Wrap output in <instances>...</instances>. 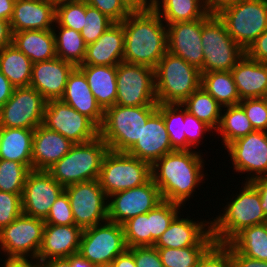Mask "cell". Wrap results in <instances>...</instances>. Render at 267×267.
Instances as JSON below:
<instances>
[{"label": "cell", "mask_w": 267, "mask_h": 267, "mask_svg": "<svg viewBox=\"0 0 267 267\" xmlns=\"http://www.w3.org/2000/svg\"><path fill=\"white\" fill-rule=\"evenodd\" d=\"M226 112L221 114V121L216 132L222 135L225 147L238 138L254 132V128L243 108L237 105L225 106Z\"/></svg>", "instance_id": "38"}, {"label": "cell", "mask_w": 267, "mask_h": 267, "mask_svg": "<svg viewBox=\"0 0 267 267\" xmlns=\"http://www.w3.org/2000/svg\"><path fill=\"white\" fill-rule=\"evenodd\" d=\"M245 54L253 60L267 63V29L250 45Z\"/></svg>", "instance_id": "53"}, {"label": "cell", "mask_w": 267, "mask_h": 267, "mask_svg": "<svg viewBox=\"0 0 267 267\" xmlns=\"http://www.w3.org/2000/svg\"><path fill=\"white\" fill-rule=\"evenodd\" d=\"M55 18L56 4L52 0H16L9 22L12 32L49 30L55 28Z\"/></svg>", "instance_id": "23"}, {"label": "cell", "mask_w": 267, "mask_h": 267, "mask_svg": "<svg viewBox=\"0 0 267 267\" xmlns=\"http://www.w3.org/2000/svg\"><path fill=\"white\" fill-rule=\"evenodd\" d=\"M75 68L72 63L58 57L33 63L30 87L35 88L47 101L59 100Z\"/></svg>", "instance_id": "21"}, {"label": "cell", "mask_w": 267, "mask_h": 267, "mask_svg": "<svg viewBox=\"0 0 267 267\" xmlns=\"http://www.w3.org/2000/svg\"><path fill=\"white\" fill-rule=\"evenodd\" d=\"M89 88L103 110L114 106L117 97V66L79 65Z\"/></svg>", "instance_id": "29"}, {"label": "cell", "mask_w": 267, "mask_h": 267, "mask_svg": "<svg viewBox=\"0 0 267 267\" xmlns=\"http://www.w3.org/2000/svg\"><path fill=\"white\" fill-rule=\"evenodd\" d=\"M60 32L56 33L54 28L56 56L63 61H67L76 67L83 63L86 44L81 36V33L73 29L62 27L59 24L56 26ZM59 34V35H57Z\"/></svg>", "instance_id": "37"}, {"label": "cell", "mask_w": 267, "mask_h": 267, "mask_svg": "<svg viewBox=\"0 0 267 267\" xmlns=\"http://www.w3.org/2000/svg\"><path fill=\"white\" fill-rule=\"evenodd\" d=\"M201 87L222 107L237 105L241 101L231 71L201 73Z\"/></svg>", "instance_id": "35"}, {"label": "cell", "mask_w": 267, "mask_h": 267, "mask_svg": "<svg viewBox=\"0 0 267 267\" xmlns=\"http://www.w3.org/2000/svg\"><path fill=\"white\" fill-rule=\"evenodd\" d=\"M210 246L157 248L164 267H197L200 257Z\"/></svg>", "instance_id": "40"}, {"label": "cell", "mask_w": 267, "mask_h": 267, "mask_svg": "<svg viewBox=\"0 0 267 267\" xmlns=\"http://www.w3.org/2000/svg\"><path fill=\"white\" fill-rule=\"evenodd\" d=\"M37 267H71L69 265V257L54 258L37 263Z\"/></svg>", "instance_id": "63"}, {"label": "cell", "mask_w": 267, "mask_h": 267, "mask_svg": "<svg viewBox=\"0 0 267 267\" xmlns=\"http://www.w3.org/2000/svg\"><path fill=\"white\" fill-rule=\"evenodd\" d=\"M197 267H233L231 245L214 242L200 257Z\"/></svg>", "instance_id": "46"}, {"label": "cell", "mask_w": 267, "mask_h": 267, "mask_svg": "<svg viewBox=\"0 0 267 267\" xmlns=\"http://www.w3.org/2000/svg\"><path fill=\"white\" fill-rule=\"evenodd\" d=\"M95 267H112L111 264H108V265H97Z\"/></svg>", "instance_id": "67"}, {"label": "cell", "mask_w": 267, "mask_h": 267, "mask_svg": "<svg viewBox=\"0 0 267 267\" xmlns=\"http://www.w3.org/2000/svg\"><path fill=\"white\" fill-rule=\"evenodd\" d=\"M161 201L159 188L151 178L139 187L108 196V221L122 225L130 218L151 211Z\"/></svg>", "instance_id": "16"}, {"label": "cell", "mask_w": 267, "mask_h": 267, "mask_svg": "<svg viewBox=\"0 0 267 267\" xmlns=\"http://www.w3.org/2000/svg\"><path fill=\"white\" fill-rule=\"evenodd\" d=\"M158 106L127 107L114 105L104 110L99 136L108 149L127 152L140 138L143 125Z\"/></svg>", "instance_id": "5"}, {"label": "cell", "mask_w": 267, "mask_h": 267, "mask_svg": "<svg viewBox=\"0 0 267 267\" xmlns=\"http://www.w3.org/2000/svg\"><path fill=\"white\" fill-rule=\"evenodd\" d=\"M64 191L46 170H30L27 174L22 200V213L45 220L52 204Z\"/></svg>", "instance_id": "17"}, {"label": "cell", "mask_w": 267, "mask_h": 267, "mask_svg": "<svg viewBox=\"0 0 267 267\" xmlns=\"http://www.w3.org/2000/svg\"><path fill=\"white\" fill-rule=\"evenodd\" d=\"M86 18V2L66 1L56 4L55 25L67 27L81 33Z\"/></svg>", "instance_id": "43"}, {"label": "cell", "mask_w": 267, "mask_h": 267, "mask_svg": "<svg viewBox=\"0 0 267 267\" xmlns=\"http://www.w3.org/2000/svg\"><path fill=\"white\" fill-rule=\"evenodd\" d=\"M185 130L187 140V150H193L192 147H197L200 143V138L203 137L206 131L213 130L205 122L200 121L197 117L187 113L184 118ZM191 147V148H190Z\"/></svg>", "instance_id": "51"}, {"label": "cell", "mask_w": 267, "mask_h": 267, "mask_svg": "<svg viewBox=\"0 0 267 267\" xmlns=\"http://www.w3.org/2000/svg\"><path fill=\"white\" fill-rule=\"evenodd\" d=\"M182 107L215 131L218 129L222 106L201 86L182 103Z\"/></svg>", "instance_id": "36"}, {"label": "cell", "mask_w": 267, "mask_h": 267, "mask_svg": "<svg viewBox=\"0 0 267 267\" xmlns=\"http://www.w3.org/2000/svg\"><path fill=\"white\" fill-rule=\"evenodd\" d=\"M158 2H159V0H150V4H151L152 7L157 5Z\"/></svg>", "instance_id": "66"}, {"label": "cell", "mask_w": 267, "mask_h": 267, "mask_svg": "<svg viewBox=\"0 0 267 267\" xmlns=\"http://www.w3.org/2000/svg\"><path fill=\"white\" fill-rule=\"evenodd\" d=\"M192 150H174L159 158L151 166L154 183L162 200L184 204L202 182L203 160Z\"/></svg>", "instance_id": "2"}, {"label": "cell", "mask_w": 267, "mask_h": 267, "mask_svg": "<svg viewBox=\"0 0 267 267\" xmlns=\"http://www.w3.org/2000/svg\"><path fill=\"white\" fill-rule=\"evenodd\" d=\"M174 151L162 114L156 110L143 125L138 141L127 151L151 166L165 154Z\"/></svg>", "instance_id": "20"}, {"label": "cell", "mask_w": 267, "mask_h": 267, "mask_svg": "<svg viewBox=\"0 0 267 267\" xmlns=\"http://www.w3.org/2000/svg\"><path fill=\"white\" fill-rule=\"evenodd\" d=\"M71 267H95L88 259H85L79 252L69 256Z\"/></svg>", "instance_id": "62"}, {"label": "cell", "mask_w": 267, "mask_h": 267, "mask_svg": "<svg viewBox=\"0 0 267 267\" xmlns=\"http://www.w3.org/2000/svg\"><path fill=\"white\" fill-rule=\"evenodd\" d=\"M16 0H0V19L10 21Z\"/></svg>", "instance_id": "61"}, {"label": "cell", "mask_w": 267, "mask_h": 267, "mask_svg": "<svg viewBox=\"0 0 267 267\" xmlns=\"http://www.w3.org/2000/svg\"><path fill=\"white\" fill-rule=\"evenodd\" d=\"M228 243L244 256L267 261V223L243 228Z\"/></svg>", "instance_id": "33"}, {"label": "cell", "mask_w": 267, "mask_h": 267, "mask_svg": "<svg viewBox=\"0 0 267 267\" xmlns=\"http://www.w3.org/2000/svg\"><path fill=\"white\" fill-rule=\"evenodd\" d=\"M166 25L168 52L200 70L204 63L201 39L202 19Z\"/></svg>", "instance_id": "19"}, {"label": "cell", "mask_w": 267, "mask_h": 267, "mask_svg": "<svg viewBox=\"0 0 267 267\" xmlns=\"http://www.w3.org/2000/svg\"><path fill=\"white\" fill-rule=\"evenodd\" d=\"M245 186L228 202L224 212L211 221V234L217 243H228L243 228L267 223V217L261 207L259 192L246 181Z\"/></svg>", "instance_id": "4"}, {"label": "cell", "mask_w": 267, "mask_h": 267, "mask_svg": "<svg viewBox=\"0 0 267 267\" xmlns=\"http://www.w3.org/2000/svg\"><path fill=\"white\" fill-rule=\"evenodd\" d=\"M201 39L204 63L200 73L231 71L245 55V51L228 34L218 15L202 18Z\"/></svg>", "instance_id": "7"}, {"label": "cell", "mask_w": 267, "mask_h": 267, "mask_svg": "<svg viewBox=\"0 0 267 267\" xmlns=\"http://www.w3.org/2000/svg\"><path fill=\"white\" fill-rule=\"evenodd\" d=\"M12 44L10 22L0 19V50Z\"/></svg>", "instance_id": "58"}, {"label": "cell", "mask_w": 267, "mask_h": 267, "mask_svg": "<svg viewBox=\"0 0 267 267\" xmlns=\"http://www.w3.org/2000/svg\"><path fill=\"white\" fill-rule=\"evenodd\" d=\"M74 143L43 124L34 130L32 170H48L72 148Z\"/></svg>", "instance_id": "25"}, {"label": "cell", "mask_w": 267, "mask_h": 267, "mask_svg": "<svg viewBox=\"0 0 267 267\" xmlns=\"http://www.w3.org/2000/svg\"><path fill=\"white\" fill-rule=\"evenodd\" d=\"M12 45L33 63L57 57L52 29L12 32Z\"/></svg>", "instance_id": "30"}, {"label": "cell", "mask_w": 267, "mask_h": 267, "mask_svg": "<svg viewBox=\"0 0 267 267\" xmlns=\"http://www.w3.org/2000/svg\"><path fill=\"white\" fill-rule=\"evenodd\" d=\"M114 22L97 8L86 3V18H84V28L81 36L86 45L94 43Z\"/></svg>", "instance_id": "45"}, {"label": "cell", "mask_w": 267, "mask_h": 267, "mask_svg": "<svg viewBox=\"0 0 267 267\" xmlns=\"http://www.w3.org/2000/svg\"><path fill=\"white\" fill-rule=\"evenodd\" d=\"M257 191L259 192V196L261 199V207L265 213V216L267 217V175H263L260 177H257L250 181Z\"/></svg>", "instance_id": "55"}, {"label": "cell", "mask_w": 267, "mask_h": 267, "mask_svg": "<svg viewBox=\"0 0 267 267\" xmlns=\"http://www.w3.org/2000/svg\"><path fill=\"white\" fill-rule=\"evenodd\" d=\"M104 140L74 144L70 151L47 171L63 187L99 178L102 160L108 151Z\"/></svg>", "instance_id": "6"}, {"label": "cell", "mask_w": 267, "mask_h": 267, "mask_svg": "<svg viewBox=\"0 0 267 267\" xmlns=\"http://www.w3.org/2000/svg\"><path fill=\"white\" fill-rule=\"evenodd\" d=\"M161 1H159L153 8L157 11L161 19L165 20L164 23L166 24L194 21L209 15L204 7L203 0Z\"/></svg>", "instance_id": "34"}, {"label": "cell", "mask_w": 267, "mask_h": 267, "mask_svg": "<svg viewBox=\"0 0 267 267\" xmlns=\"http://www.w3.org/2000/svg\"><path fill=\"white\" fill-rule=\"evenodd\" d=\"M134 256L136 267H164L154 246L127 248Z\"/></svg>", "instance_id": "52"}, {"label": "cell", "mask_w": 267, "mask_h": 267, "mask_svg": "<svg viewBox=\"0 0 267 267\" xmlns=\"http://www.w3.org/2000/svg\"><path fill=\"white\" fill-rule=\"evenodd\" d=\"M3 267H37V263L33 264L32 261H16V260H6L4 261Z\"/></svg>", "instance_id": "64"}, {"label": "cell", "mask_w": 267, "mask_h": 267, "mask_svg": "<svg viewBox=\"0 0 267 267\" xmlns=\"http://www.w3.org/2000/svg\"><path fill=\"white\" fill-rule=\"evenodd\" d=\"M240 100L264 98L267 94V63L246 54L231 70Z\"/></svg>", "instance_id": "28"}, {"label": "cell", "mask_w": 267, "mask_h": 267, "mask_svg": "<svg viewBox=\"0 0 267 267\" xmlns=\"http://www.w3.org/2000/svg\"><path fill=\"white\" fill-rule=\"evenodd\" d=\"M44 222L45 224L52 225H75L69 197L65 191H63L52 204L50 212Z\"/></svg>", "instance_id": "49"}, {"label": "cell", "mask_w": 267, "mask_h": 267, "mask_svg": "<svg viewBox=\"0 0 267 267\" xmlns=\"http://www.w3.org/2000/svg\"><path fill=\"white\" fill-rule=\"evenodd\" d=\"M237 0H203L204 7L209 15H218L225 8L233 5Z\"/></svg>", "instance_id": "56"}, {"label": "cell", "mask_w": 267, "mask_h": 267, "mask_svg": "<svg viewBox=\"0 0 267 267\" xmlns=\"http://www.w3.org/2000/svg\"><path fill=\"white\" fill-rule=\"evenodd\" d=\"M43 125L74 144L92 141L99 136V127L87 116L59 100H48Z\"/></svg>", "instance_id": "15"}, {"label": "cell", "mask_w": 267, "mask_h": 267, "mask_svg": "<svg viewBox=\"0 0 267 267\" xmlns=\"http://www.w3.org/2000/svg\"><path fill=\"white\" fill-rule=\"evenodd\" d=\"M88 5L97 8L114 23H121L131 13L121 0H84Z\"/></svg>", "instance_id": "50"}, {"label": "cell", "mask_w": 267, "mask_h": 267, "mask_svg": "<svg viewBox=\"0 0 267 267\" xmlns=\"http://www.w3.org/2000/svg\"><path fill=\"white\" fill-rule=\"evenodd\" d=\"M46 103L35 88L16 87L0 108V127L35 130L43 124Z\"/></svg>", "instance_id": "14"}, {"label": "cell", "mask_w": 267, "mask_h": 267, "mask_svg": "<svg viewBox=\"0 0 267 267\" xmlns=\"http://www.w3.org/2000/svg\"><path fill=\"white\" fill-rule=\"evenodd\" d=\"M227 152L233 161L236 172H251V181L257 177L267 175V134L266 131L248 133L228 144Z\"/></svg>", "instance_id": "18"}, {"label": "cell", "mask_w": 267, "mask_h": 267, "mask_svg": "<svg viewBox=\"0 0 267 267\" xmlns=\"http://www.w3.org/2000/svg\"><path fill=\"white\" fill-rule=\"evenodd\" d=\"M29 171L20 162L0 159V191L22 195Z\"/></svg>", "instance_id": "42"}, {"label": "cell", "mask_w": 267, "mask_h": 267, "mask_svg": "<svg viewBox=\"0 0 267 267\" xmlns=\"http://www.w3.org/2000/svg\"><path fill=\"white\" fill-rule=\"evenodd\" d=\"M239 105L243 108L254 130H267V101L265 98L243 99Z\"/></svg>", "instance_id": "47"}, {"label": "cell", "mask_w": 267, "mask_h": 267, "mask_svg": "<svg viewBox=\"0 0 267 267\" xmlns=\"http://www.w3.org/2000/svg\"><path fill=\"white\" fill-rule=\"evenodd\" d=\"M157 110L162 114L166 129L174 150H187V140L184 133V118L188 113L182 104H158Z\"/></svg>", "instance_id": "39"}, {"label": "cell", "mask_w": 267, "mask_h": 267, "mask_svg": "<svg viewBox=\"0 0 267 267\" xmlns=\"http://www.w3.org/2000/svg\"><path fill=\"white\" fill-rule=\"evenodd\" d=\"M155 9L131 12L121 22L124 30L123 61L155 68L168 51L167 26Z\"/></svg>", "instance_id": "1"}, {"label": "cell", "mask_w": 267, "mask_h": 267, "mask_svg": "<svg viewBox=\"0 0 267 267\" xmlns=\"http://www.w3.org/2000/svg\"><path fill=\"white\" fill-rule=\"evenodd\" d=\"M218 17L232 39L246 51L267 29V0H237Z\"/></svg>", "instance_id": "9"}, {"label": "cell", "mask_w": 267, "mask_h": 267, "mask_svg": "<svg viewBox=\"0 0 267 267\" xmlns=\"http://www.w3.org/2000/svg\"><path fill=\"white\" fill-rule=\"evenodd\" d=\"M122 226L127 248L151 246L148 212L130 218Z\"/></svg>", "instance_id": "44"}, {"label": "cell", "mask_w": 267, "mask_h": 267, "mask_svg": "<svg viewBox=\"0 0 267 267\" xmlns=\"http://www.w3.org/2000/svg\"><path fill=\"white\" fill-rule=\"evenodd\" d=\"M64 191L69 197L75 225L82 230L108 220V197L98 179L66 186Z\"/></svg>", "instance_id": "13"}, {"label": "cell", "mask_w": 267, "mask_h": 267, "mask_svg": "<svg viewBox=\"0 0 267 267\" xmlns=\"http://www.w3.org/2000/svg\"><path fill=\"white\" fill-rule=\"evenodd\" d=\"M126 249L120 224L107 220L82 231L79 253L95 266L111 264Z\"/></svg>", "instance_id": "12"}, {"label": "cell", "mask_w": 267, "mask_h": 267, "mask_svg": "<svg viewBox=\"0 0 267 267\" xmlns=\"http://www.w3.org/2000/svg\"><path fill=\"white\" fill-rule=\"evenodd\" d=\"M152 178L151 165L127 152L108 150L99 174V184L106 196L139 187Z\"/></svg>", "instance_id": "8"}, {"label": "cell", "mask_w": 267, "mask_h": 267, "mask_svg": "<svg viewBox=\"0 0 267 267\" xmlns=\"http://www.w3.org/2000/svg\"><path fill=\"white\" fill-rule=\"evenodd\" d=\"M181 206L174 202L162 200L148 212L151 246H154L160 236L167 230L170 223L179 214Z\"/></svg>", "instance_id": "41"}, {"label": "cell", "mask_w": 267, "mask_h": 267, "mask_svg": "<svg viewBox=\"0 0 267 267\" xmlns=\"http://www.w3.org/2000/svg\"><path fill=\"white\" fill-rule=\"evenodd\" d=\"M55 4H59L66 1H81V0H52Z\"/></svg>", "instance_id": "65"}, {"label": "cell", "mask_w": 267, "mask_h": 267, "mask_svg": "<svg viewBox=\"0 0 267 267\" xmlns=\"http://www.w3.org/2000/svg\"><path fill=\"white\" fill-rule=\"evenodd\" d=\"M60 100L80 114L87 116L98 127L102 125L104 110L97 103L86 77L77 67L69 75L64 94Z\"/></svg>", "instance_id": "27"}, {"label": "cell", "mask_w": 267, "mask_h": 267, "mask_svg": "<svg viewBox=\"0 0 267 267\" xmlns=\"http://www.w3.org/2000/svg\"><path fill=\"white\" fill-rule=\"evenodd\" d=\"M194 222L178 215L154 244L155 248H185L188 246H211L215 241L211 234V221ZM208 224V227L205 228ZM208 229V230H207Z\"/></svg>", "instance_id": "22"}, {"label": "cell", "mask_w": 267, "mask_h": 267, "mask_svg": "<svg viewBox=\"0 0 267 267\" xmlns=\"http://www.w3.org/2000/svg\"><path fill=\"white\" fill-rule=\"evenodd\" d=\"M34 130L0 127V159L16 161L32 170Z\"/></svg>", "instance_id": "31"}, {"label": "cell", "mask_w": 267, "mask_h": 267, "mask_svg": "<svg viewBox=\"0 0 267 267\" xmlns=\"http://www.w3.org/2000/svg\"><path fill=\"white\" fill-rule=\"evenodd\" d=\"M82 229L76 225L45 224L37 262L78 253Z\"/></svg>", "instance_id": "24"}, {"label": "cell", "mask_w": 267, "mask_h": 267, "mask_svg": "<svg viewBox=\"0 0 267 267\" xmlns=\"http://www.w3.org/2000/svg\"><path fill=\"white\" fill-rule=\"evenodd\" d=\"M154 78L158 104H182L201 86L200 70L168 51L154 68Z\"/></svg>", "instance_id": "3"}, {"label": "cell", "mask_w": 267, "mask_h": 267, "mask_svg": "<svg viewBox=\"0 0 267 267\" xmlns=\"http://www.w3.org/2000/svg\"><path fill=\"white\" fill-rule=\"evenodd\" d=\"M112 267H136L133 254L126 249L118 255L111 263Z\"/></svg>", "instance_id": "60"}, {"label": "cell", "mask_w": 267, "mask_h": 267, "mask_svg": "<svg viewBox=\"0 0 267 267\" xmlns=\"http://www.w3.org/2000/svg\"><path fill=\"white\" fill-rule=\"evenodd\" d=\"M116 82V105L158 106L153 68L122 61L117 65Z\"/></svg>", "instance_id": "10"}, {"label": "cell", "mask_w": 267, "mask_h": 267, "mask_svg": "<svg viewBox=\"0 0 267 267\" xmlns=\"http://www.w3.org/2000/svg\"><path fill=\"white\" fill-rule=\"evenodd\" d=\"M130 12H142L153 9L150 0H121Z\"/></svg>", "instance_id": "59"}, {"label": "cell", "mask_w": 267, "mask_h": 267, "mask_svg": "<svg viewBox=\"0 0 267 267\" xmlns=\"http://www.w3.org/2000/svg\"><path fill=\"white\" fill-rule=\"evenodd\" d=\"M21 196L0 191V231L22 214Z\"/></svg>", "instance_id": "48"}, {"label": "cell", "mask_w": 267, "mask_h": 267, "mask_svg": "<svg viewBox=\"0 0 267 267\" xmlns=\"http://www.w3.org/2000/svg\"><path fill=\"white\" fill-rule=\"evenodd\" d=\"M231 260L233 267H267V261L249 258L240 254L231 246Z\"/></svg>", "instance_id": "54"}, {"label": "cell", "mask_w": 267, "mask_h": 267, "mask_svg": "<svg viewBox=\"0 0 267 267\" xmlns=\"http://www.w3.org/2000/svg\"><path fill=\"white\" fill-rule=\"evenodd\" d=\"M44 226V220L22 213L4 227L0 231V248L8 255L5 260L27 261L29 255L37 259Z\"/></svg>", "instance_id": "11"}, {"label": "cell", "mask_w": 267, "mask_h": 267, "mask_svg": "<svg viewBox=\"0 0 267 267\" xmlns=\"http://www.w3.org/2000/svg\"><path fill=\"white\" fill-rule=\"evenodd\" d=\"M124 30L121 23H114L94 43L86 46L81 65L117 66L123 61Z\"/></svg>", "instance_id": "26"}, {"label": "cell", "mask_w": 267, "mask_h": 267, "mask_svg": "<svg viewBox=\"0 0 267 267\" xmlns=\"http://www.w3.org/2000/svg\"><path fill=\"white\" fill-rule=\"evenodd\" d=\"M33 62L12 44L0 50V71L16 87L30 86Z\"/></svg>", "instance_id": "32"}, {"label": "cell", "mask_w": 267, "mask_h": 267, "mask_svg": "<svg viewBox=\"0 0 267 267\" xmlns=\"http://www.w3.org/2000/svg\"><path fill=\"white\" fill-rule=\"evenodd\" d=\"M15 87L0 71V108L10 99Z\"/></svg>", "instance_id": "57"}]
</instances>
